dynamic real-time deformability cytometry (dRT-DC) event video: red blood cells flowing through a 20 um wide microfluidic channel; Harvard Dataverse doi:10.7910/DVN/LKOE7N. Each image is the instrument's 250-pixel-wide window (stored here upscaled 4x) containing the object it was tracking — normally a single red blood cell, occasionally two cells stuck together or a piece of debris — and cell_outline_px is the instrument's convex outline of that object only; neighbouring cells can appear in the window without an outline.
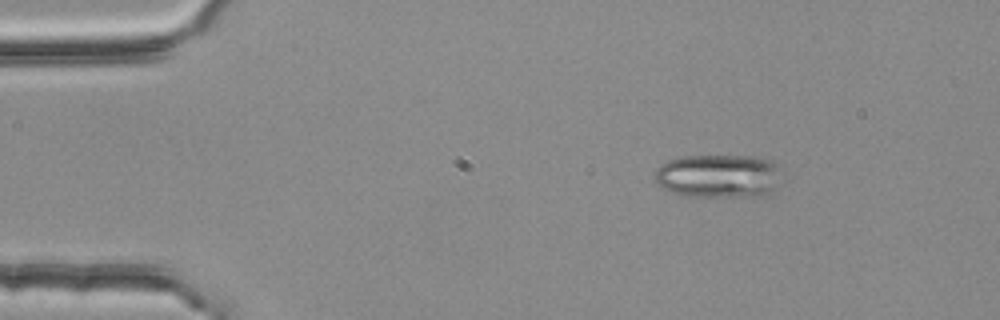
{"species": "common noctule bat (a hibernating species)", "species_latin": "Nyctalus noctula", "temperature_condition": "room temperature", "stored_images_in_passage": 3, "camera_frame_rate_fps": 3000, "um_per_image_px": 0.085, "animal": {"sex": "female", "body_mass_g": 25.1}, "frame": {"image": 1, "passage_image": 1, "time_ms": 0.0, "image_size_px": [1000, 320], "cell_outline_px": [[776, 168], [772, 188], [768, 196], [684, 196], [672, 192], [664, 188], [652, 176], [656, 168], [660, 164], [668, 160], [684, 156], [760, 156], [772, 160], [776, 164]], "centroid_in_image_um": [60.97, 14.95], "position_along_channel_um": 24.0, "area_um2": 31.79}}